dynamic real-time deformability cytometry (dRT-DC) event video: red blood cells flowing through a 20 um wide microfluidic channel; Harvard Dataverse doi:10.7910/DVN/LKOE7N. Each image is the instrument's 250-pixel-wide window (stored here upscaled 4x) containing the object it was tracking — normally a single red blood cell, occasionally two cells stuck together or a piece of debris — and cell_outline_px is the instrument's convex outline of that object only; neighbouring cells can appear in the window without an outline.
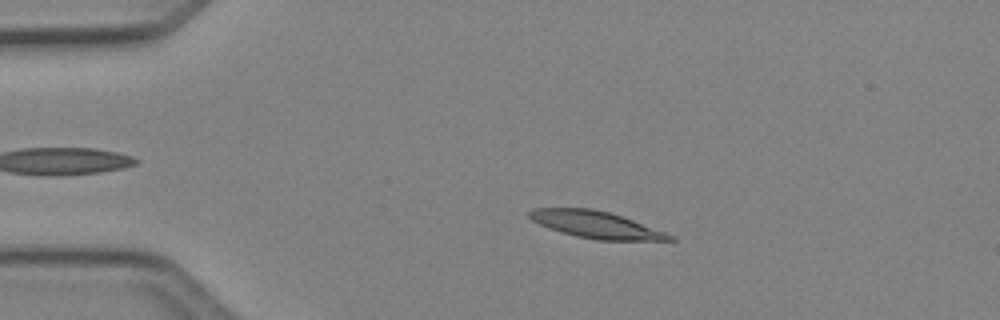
{"species": "Egyptian fruit bat (a non-hibernating species)", "species_latin": "Rousettus aegyptiacus", "temperature_condition": "cold", "stored_images_in_passage": 48, "camera_frame_rate_fps": 3000, "um_per_image_px": 0.085, "animal": {"sex": "female"}, "frame": {"image": 1, "passage_image": 10, "time_ms": 3.0, "image_size_px": [1000, 320], "cell_outline_px": [[676, 240], [596, 240], [576, 236], [548, 228], [532, 220], [528, 216], [528, 212], [532, 208], [592, 208], [608, 212], [632, 220], [676, 236]], "centroid_in_image_um": [50.64, 19.1], "position_along_channel_um": 34.4, "area_um2": 21.79}}
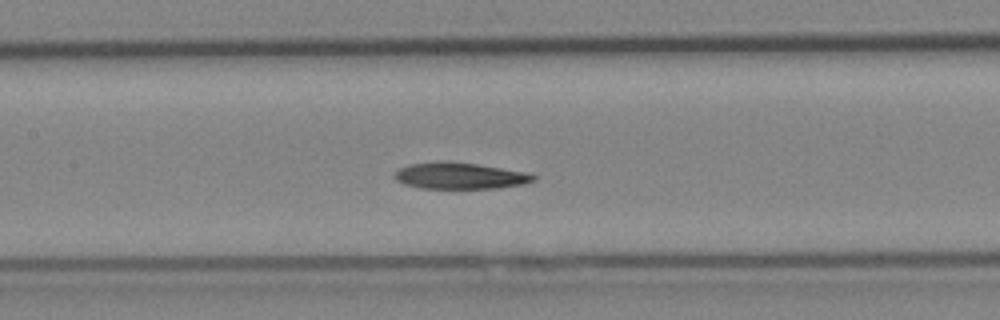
{"frame": {"image": 2, "passage_image": 23, "time_ms": 7.333, "image_size_px": [1000, 320], "cell_outline_px": [[536, 180], [524, 184], [496, 188], [420, 188], [404, 184], [396, 180], [392, 176], [400, 168], [408, 164], [440, 160], [444, 160], [476, 164], [532, 172], [536, 176]], "centroid_in_image_um": [39.11, 14.93], "position_along_channel_um": 168.3, "area_um2": 21.73}}
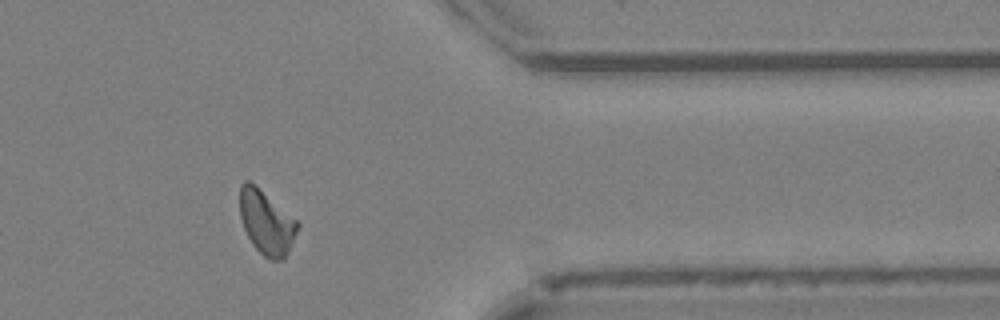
{"frame": {"image": 3, "passage_image": 40, "time_ms": 13.0, "image_size_px": [1000, 320], "cell_outline_px": [[300, 224], [284, 260], [268, 260], [252, 244], [244, 228], [240, 216], [240, 184], [244, 180], [248, 180], [256, 184], [296, 220]], "centroid_in_image_um": [22.63, 18.89], "position_along_channel_um": 388.8, "area_um2": 21.44}, "authors_computed_cell_mechanics": {"area_um2": 21.7617, "velocity_mm_per_s": 4.1655, "shape_relaxation_time_tau1_ms": null, "shape_relaxation_time_tau2_ms": 10.1957, "deformation_change_tau1": null, "deformation_change_tau2": 0.1891}}